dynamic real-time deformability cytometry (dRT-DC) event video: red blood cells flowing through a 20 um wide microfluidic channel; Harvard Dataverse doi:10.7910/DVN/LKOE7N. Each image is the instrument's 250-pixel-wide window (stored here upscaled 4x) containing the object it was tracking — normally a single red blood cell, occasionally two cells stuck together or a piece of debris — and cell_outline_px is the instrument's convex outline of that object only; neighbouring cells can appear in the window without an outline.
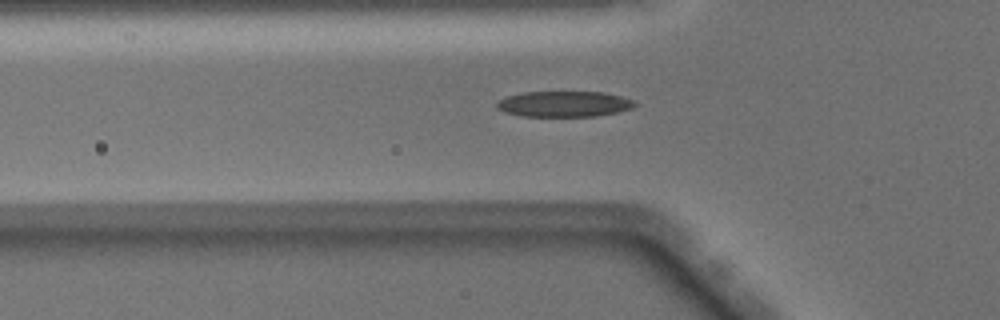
{"species": "Egyptian fruit bat (a non-hibernating species)", "species_latin": "Rousettus aegyptiacus", "temperature_condition": "warm", "stored_images_in_passage": 38, "camera_frame_rate_fps": 3000, "um_per_image_px": 0.085, "animal": {"sex": "male"}, "frame": {"image": 1, "passage_image": 5, "time_ms": 1.333, "image_size_px": [1000, 320], "cell_outline_px": [[640, 104], [632, 108], [616, 112], [596, 116], [520, 116], [504, 112], [496, 108], [496, 104], [500, 100], [508, 96], [524, 92], [604, 92], [620, 96], [632, 100]], "centroid_in_image_um": [47.95, 8.84], "position_along_channel_um": 77.8, "area_um2": 20.63}}
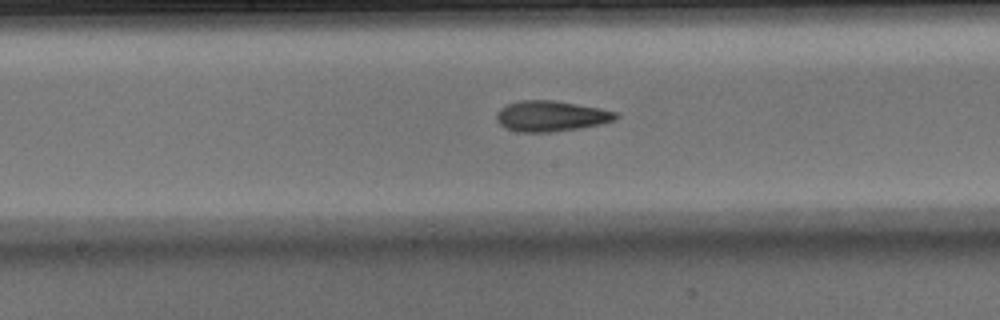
{"frame": {"image": 2, "passage_image": 14, "time_ms": 4.333, "image_size_px": [1000, 320], "cell_outline_px": [[620, 116], [616, 120], [600, 124], [580, 128], [548, 132], [520, 132], [508, 128], [500, 124], [496, 120], [496, 116], [500, 108], [508, 104], [520, 100], [552, 100], [600, 108], [616, 112]], "centroid_in_image_um": [46.85, 9.86], "position_along_channel_um": 201.3, "area_um2": 21.15}}
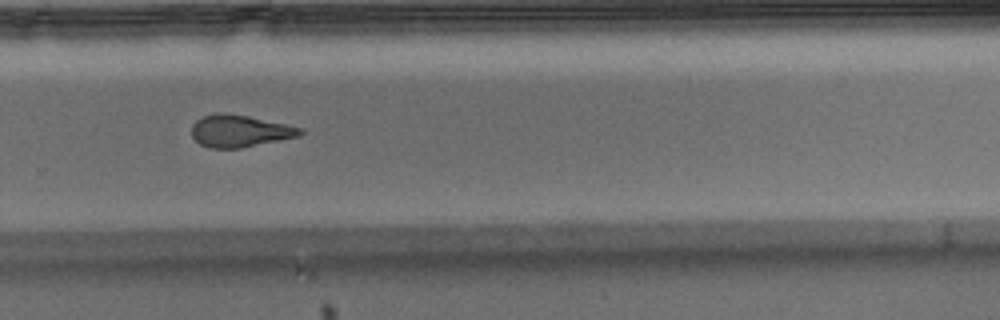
{"frame": {"image": 3, "passage_image": 22, "time_ms": 7.0, "image_size_px": [1000, 320], "cell_outline_px": [[304, 132], [296, 136], [240, 148], [208, 148], [200, 144], [192, 136], [192, 124], [196, 120], [204, 116], [220, 112], [224, 112], [248, 116], [304, 128]], "centroid_in_image_um": [20.34, 11.12], "position_along_channel_um": 309.5, "area_um2": 20.06}, "authors_computed_cell_mechanics": {"area_um2": 20.8658, "velocity_mm_per_s": 4.0769, "shape_relaxation_time_tau1_ms": 10.1828, "shape_relaxation_time_tau2_ms": 2.4034, "deformation_change_tau1": 0.2789, "deformation_change_tau2": 0.1156}}